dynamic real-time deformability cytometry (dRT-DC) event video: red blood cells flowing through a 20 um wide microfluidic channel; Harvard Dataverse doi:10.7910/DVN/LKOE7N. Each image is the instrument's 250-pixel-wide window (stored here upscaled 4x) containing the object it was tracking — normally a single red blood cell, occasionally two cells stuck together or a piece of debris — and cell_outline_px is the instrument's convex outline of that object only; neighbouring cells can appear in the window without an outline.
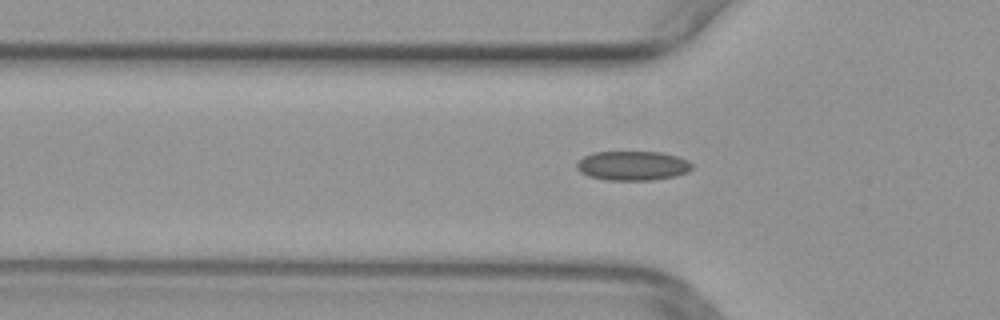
{"species": "common noctule bat (a hibernating species)", "species_latin": "Nyctalus noctula", "temperature_condition": "warm", "stored_images_in_passage": 44, "camera_frame_rate_fps": 3000, "um_per_image_px": 0.085, "animal": {"sex": "female", "body_mass_g": 29.2, "forearm_length_mm": 56.3}, "frame": {"image": 1, "passage_image": 16, "time_ms": 5.0, "image_size_px": [1000, 320], "cell_outline_px": [[692, 168], [688, 172], [676, 176], [652, 180], [608, 180], [588, 176], [580, 172], [576, 168], [576, 164], [584, 156], [592, 152], [660, 152], [676, 156], [688, 160], [692, 164]], "centroid_in_image_um": [53.77, 14.09], "position_along_channel_um": 72.0, "area_um2": 19.77}}
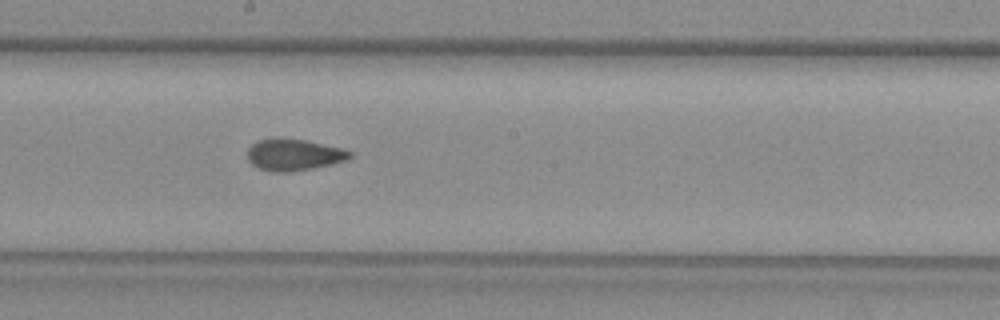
{"frame": {"image": 2, "passage_image": 27, "time_ms": 8.667, "image_size_px": [1000, 320], "cell_outline_px": [[352, 156], [348, 160], [332, 164], [312, 168], [288, 172], [272, 172], [260, 168], [252, 164], [248, 160], [248, 148], [256, 140], [272, 136], [280, 136], [304, 140], [344, 148], [352, 152]], "centroid_in_image_um": [24.96, 13.12], "position_along_channel_um": 223.2, "area_um2": 19.31}}
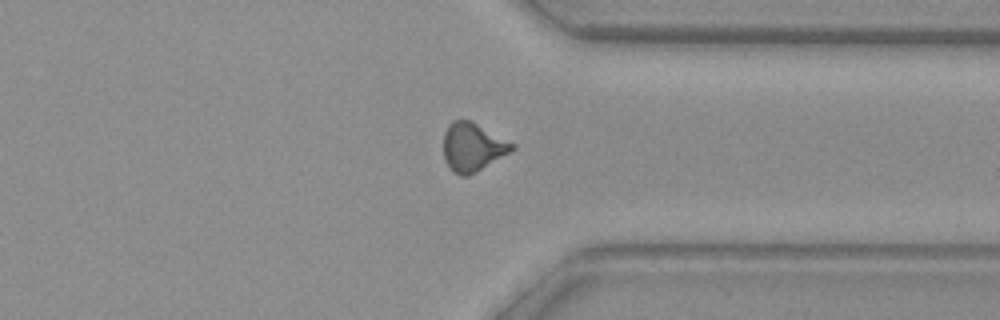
{"frame": {"image": 3, "passage_image": 38, "time_ms": 12.333, "image_size_px": [1000, 320], "cell_outline_px": [[516, 148], [476, 172], [468, 176], [460, 176], [452, 172], [444, 160], [444, 132], [448, 124], [452, 120], [472, 120], [516, 144]], "centroid_in_image_um": [40.17, 12.49], "position_along_channel_um": 371.2, "area_um2": 19.59}}